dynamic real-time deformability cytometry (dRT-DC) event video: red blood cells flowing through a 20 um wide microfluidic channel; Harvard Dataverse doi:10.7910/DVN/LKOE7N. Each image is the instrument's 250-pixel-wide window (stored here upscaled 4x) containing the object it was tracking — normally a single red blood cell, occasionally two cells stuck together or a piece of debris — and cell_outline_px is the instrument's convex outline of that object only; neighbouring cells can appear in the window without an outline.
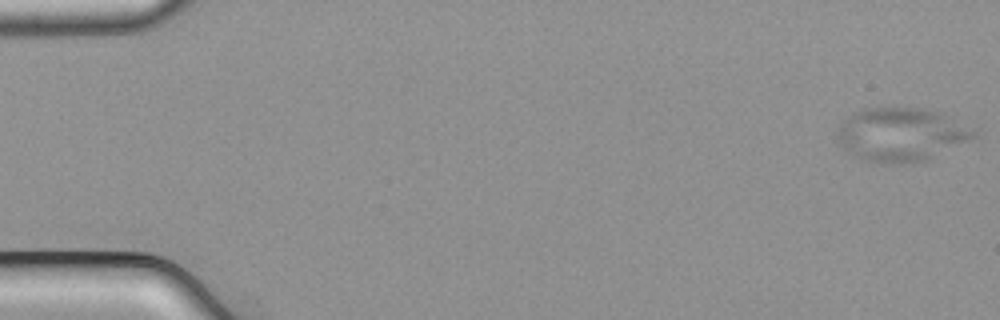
{"species": "common noctule bat (a hibernating species)", "species_latin": "Nyctalus noctula", "temperature_condition": "cold", "stored_images_in_passage": 54, "camera_frame_rate_fps": 3000, "um_per_image_px": 0.085, "animal": {"sex": "male", "body_mass_g": 21.5, "forearm_length_mm": 52.0}, "frame": {"image": 1, "passage_image": 1, "time_ms": 0.0, "image_size_px": [1000, 320], "cell_outline_px": [[976, 136], [972, 140], [928, 160], [912, 164], [880, 164], [864, 160], [856, 156], [844, 148], [836, 140], [836, 132], [840, 120], [864, 108], [924, 108], [940, 112], [976, 132]], "centroid_in_image_um": [76.56, 11.46], "position_along_channel_um": 8.4, "area_um2": 43.0}}
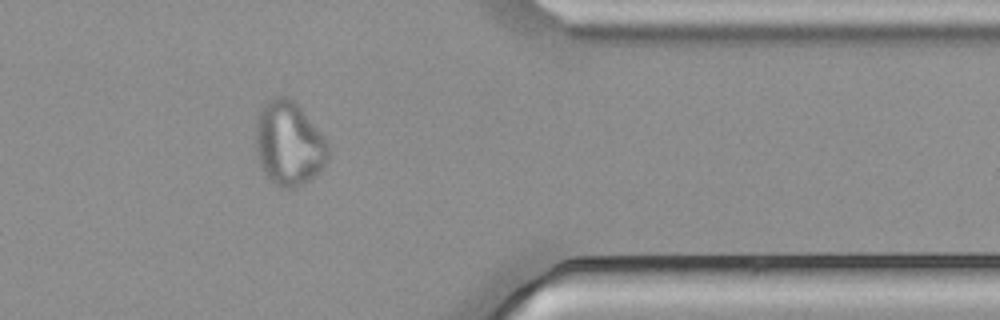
{"frame": {"image": 2, "passage_image": 44, "time_ms": 14.333, "image_size_px": [1000, 320], "cell_outline_px": [[328, 160], [320, 172], [308, 180], [292, 188], [280, 188], [260, 168], [256, 156], [256, 116], [260, 108], [268, 100], [276, 96], [288, 96], [300, 108], [328, 140]], "centroid_in_image_um": [24.54, 12.19], "position_along_channel_um": 386.9, "area_um2": 35.66}}
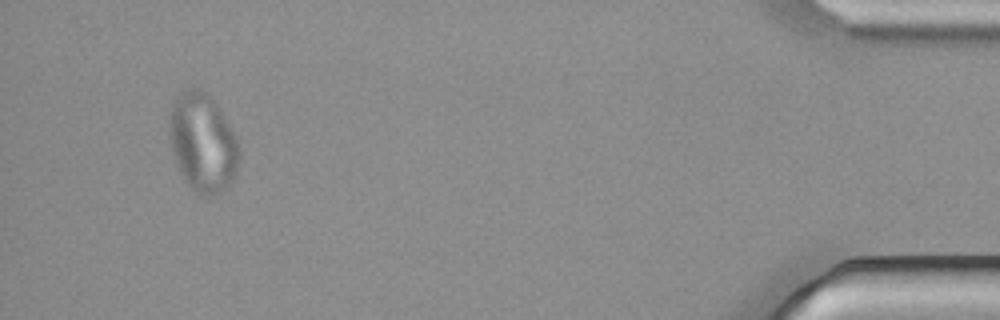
{"frame": {"image": 3, "passage_image": 51, "time_ms": 16.667, "image_size_px": [1000, 320], "cell_outline_px": [[240, 156], [236, 172], [232, 180], [220, 192], [212, 196], [204, 196], [192, 188], [188, 184], [176, 160], [172, 148], [172, 104], [176, 96], [180, 92], [188, 88], [200, 88], [208, 92], [220, 108], [240, 148]], "centroid_in_image_um": [17.28, 12.09], "position_along_channel_um": 417.9, "area_um2": 39.07}}